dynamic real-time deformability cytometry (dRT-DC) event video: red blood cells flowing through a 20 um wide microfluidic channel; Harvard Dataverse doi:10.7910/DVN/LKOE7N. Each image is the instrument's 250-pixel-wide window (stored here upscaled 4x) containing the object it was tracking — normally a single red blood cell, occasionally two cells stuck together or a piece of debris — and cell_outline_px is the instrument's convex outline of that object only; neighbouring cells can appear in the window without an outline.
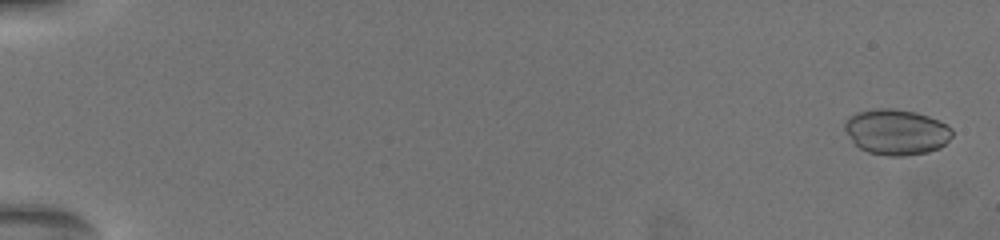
{"species": "common noctule bat (a hibernating species)", "species_latin": "Nyctalus noctula", "temperature_condition": "warm", "stored_images_in_passage": 64, "camera_frame_rate_fps": 3000, "um_per_image_px": 0.085, "animal": {"sex": "female", "body_mass_g": 19.5, "forearm_length_mm": 54.1}, "frame": {"image": 1, "passage_image": 4, "time_ms": 0.333, "image_size_px": [1000, 240], "cell_outline_px": [[952, 136], [940, 148], [928, 152], [904, 156], [888, 156], [868, 152], [860, 148], [852, 140], [844, 128], [844, 120], [848, 116], [856, 112], [876, 108], [892, 108], [916, 112], [940, 120], [948, 124], [952, 128]], "centroid_in_image_um": [76.2, 11.2], "position_along_channel_um": 8.8, "area_um2": 28.78}}
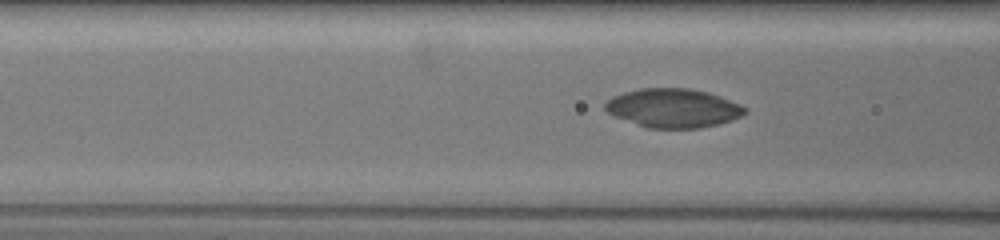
{"frame": {"image": 2, "passage_image": 43, "time_ms": 8.333, "image_size_px": [1000, 240], "cell_outline_px": [[748, 112], [732, 120], [720, 124], [700, 128], [648, 128], [612, 116], [604, 108], [604, 104], [612, 96], [624, 92], [640, 88], [688, 88], [708, 92], [720, 96], [740, 104], [748, 108]], "centroid_in_image_um": [57.23, 9.19], "position_along_channel_um": 109.4, "area_um2": 31.91}}
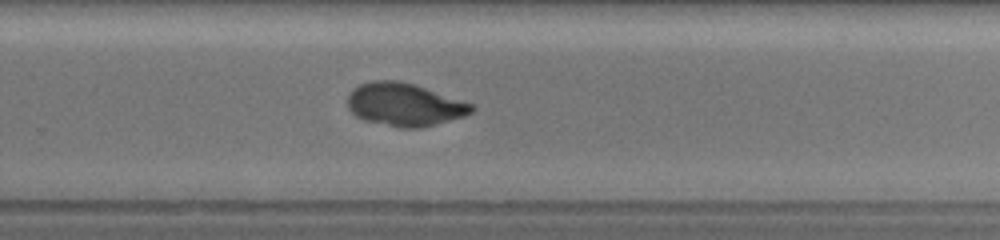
{"frame": {"image": 3, "passage_image": 64, "time_ms": 13.333, "image_size_px": [1000, 240], "cell_outline_px": [[476, 108], [472, 112], [464, 116], [420, 128], [400, 128], [364, 120], [356, 116], [348, 108], [348, 96], [352, 88], [360, 84], [372, 80], [400, 80], [472, 104]], "centroid_in_image_um": [34.34, 8.89], "position_along_channel_um": 295.5, "area_um2": 30.75}}